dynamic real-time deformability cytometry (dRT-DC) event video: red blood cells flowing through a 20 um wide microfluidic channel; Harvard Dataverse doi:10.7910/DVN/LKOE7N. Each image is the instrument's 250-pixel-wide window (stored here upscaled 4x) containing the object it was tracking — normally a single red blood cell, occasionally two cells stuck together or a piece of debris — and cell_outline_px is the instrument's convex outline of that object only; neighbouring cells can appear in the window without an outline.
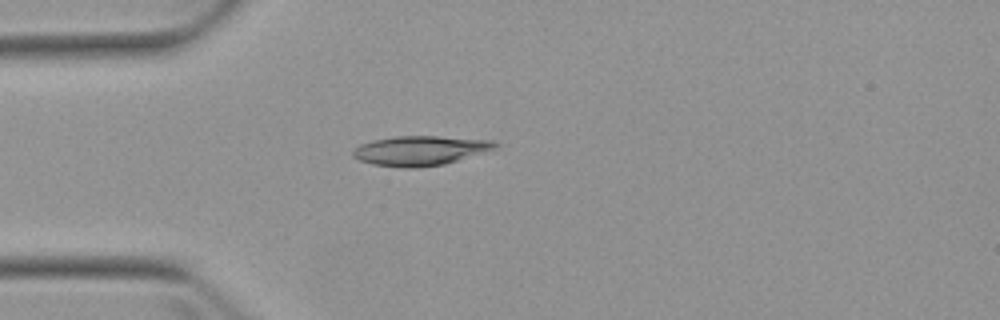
{"species": "Egyptian fruit bat (a non-hibernating species)", "species_latin": "Rousettus aegyptiacus", "temperature_condition": "warm", "stored_images_in_passage": 3, "camera_frame_rate_fps": 3000, "um_per_image_px": 0.085, "animal": {"sex": "female"}, "frame": {"image": 1, "passage_image": 3, "time_ms": 2.333, "image_size_px": [1000, 320], "cell_outline_px": [[500, 144], [496, 148], [444, 164], [416, 168], [404, 168], [372, 164], [360, 160], [352, 156], [352, 152], [360, 144], [372, 140], [396, 136], [436, 136], [492, 140]], "centroid_in_image_um": [35.69, 12.8], "position_along_channel_um": 49.3, "area_um2": 24.39}}